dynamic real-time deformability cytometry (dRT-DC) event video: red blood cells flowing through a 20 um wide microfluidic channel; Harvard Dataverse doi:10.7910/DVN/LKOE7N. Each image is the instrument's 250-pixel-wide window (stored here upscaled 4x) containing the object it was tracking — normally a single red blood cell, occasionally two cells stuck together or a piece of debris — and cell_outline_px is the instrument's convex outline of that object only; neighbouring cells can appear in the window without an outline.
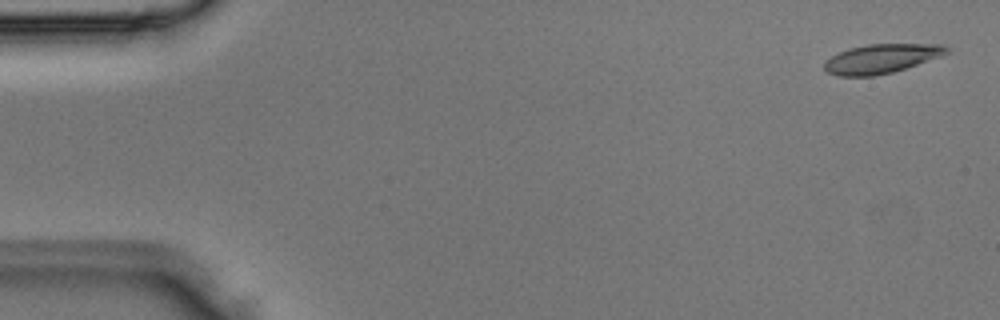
{"species": "Egyptian fruit bat (a non-hibernating species)", "species_latin": "Rousettus aegyptiacus", "temperature_condition": "room temperature", "stored_images_in_passage": 4, "camera_frame_rate_fps": 3000, "um_per_image_px": 0.085, "animal": {"sex": "male"}, "frame": {"image": 1, "passage_image": 1, "time_ms": 0.0, "image_size_px": [1000, 320], "cell_outline_px": [[952, 48], [944, 56], [892, 72], [872, 76], [836, 76], [828, 72], [824, 68], [824, 64], [832, 56], [848, 48], [868, 44], [944, 44]], "centroid_in_image_um": [74.98, 4.98], "position_along_channel_um": 10.0, "area_um2": 20.87}}